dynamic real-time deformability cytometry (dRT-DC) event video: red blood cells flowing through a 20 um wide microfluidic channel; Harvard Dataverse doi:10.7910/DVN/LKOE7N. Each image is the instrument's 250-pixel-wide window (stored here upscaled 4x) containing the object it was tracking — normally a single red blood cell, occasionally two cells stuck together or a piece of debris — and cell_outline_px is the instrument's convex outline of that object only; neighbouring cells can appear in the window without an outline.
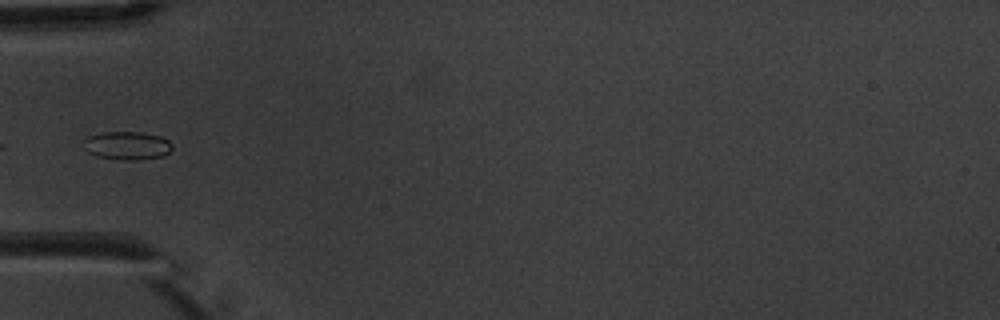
{"species": "common noctule bat (a hibernating species)", "species_latin": "Nyctalus noctula", "temperature_condition": "warm", "stored_images_in_passage": 8, "camera_frame_rate_fps": 3000, "um_per_image_px": 0.085, "animal": {"sex": "male", "body_mass_g": 20.1, "forearm_length_mm": 53.5}, "frame": {"image": 1, "passage_image": 5, "time_ms": 4.667, "image_size_px": [1000, 320], "cell_outline_px": [[172, 148], [164, 156], [136, 160], [120, 160], [96, 156], [88, 152], [84, 148], [84, 140], [88, 136], [100, 132], [140, 132], [160, 136], [168, 140], [172, 144]], "centroid_in_image_um": [10.79, 12.37], "position_along_channel_um": 74.2, "area_um2": 14.68}}
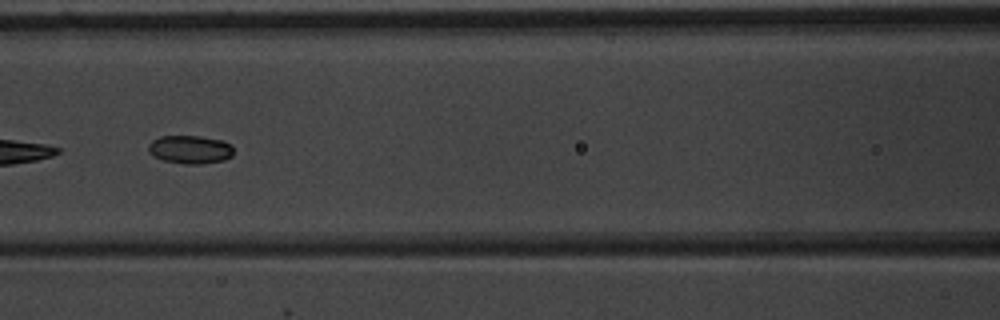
{"frame": {"image": 2, "passage_image": 7, "time_ms": 6.667, "image_size_px": [1000, 320], "cell_outline_px": [[232, 156], [224, 160], [200, 164], [184, 164], [164, 160], [152, 156], [148, 152], [148, 144], [152, 140], [160, 136], [200, 136], [224, 140], [232, 144]], "centroid_in_image_um": [16.15, 12.7], "position_along_channel_um": 150.4, "area_um2": 14.22}}
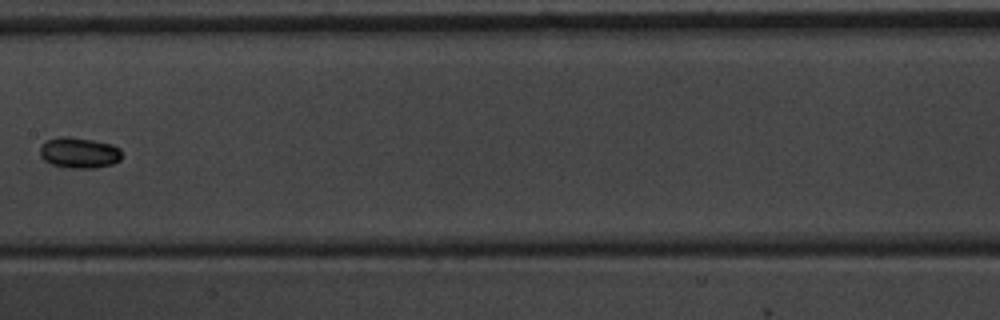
{"frame": {"image": 3, "passage_image": 8, "time_ms": 8.0, "image_size_px": [1000, 320], "cell_outline_px": [[124, 156], [120, 160], [112, 164], [96, 168], [68, 168], [52, 164], [44, 160], [40, 156], [40, 148], [48, 140], [60, 136], [68, 136], [92, 140], [112, 144], [120, 148]], "centroid_in_image_um": [6.77, 12.99], "position_along_channel_um": 200.6, "area_um2": 14.8}}